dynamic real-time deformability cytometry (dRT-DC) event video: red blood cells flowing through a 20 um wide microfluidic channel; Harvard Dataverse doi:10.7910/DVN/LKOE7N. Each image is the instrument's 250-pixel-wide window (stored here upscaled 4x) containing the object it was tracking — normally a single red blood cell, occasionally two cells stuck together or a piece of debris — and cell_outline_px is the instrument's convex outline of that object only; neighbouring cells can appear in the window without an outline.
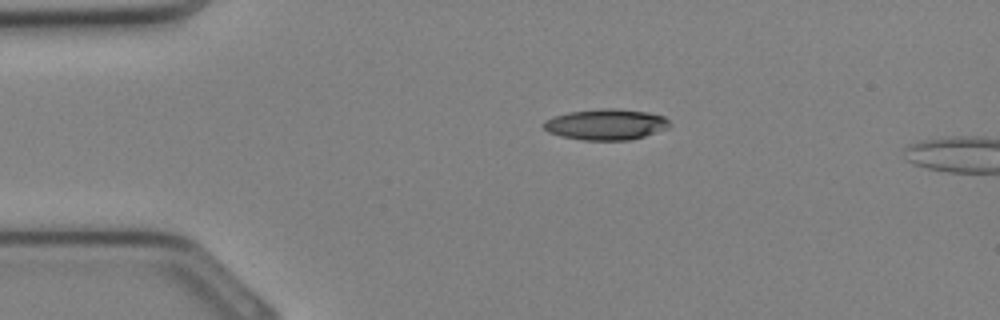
{"species": "Egyptian fruit bat (a non-hibernating species)", "species_latin": "Rousettus aegyptiacus", "temperature_condition": "cold", "stored_images_in_passage": 3, "camera_frame_rate_fps": 3000, "um_per_image_px": 0.085, "animal": {"sex": "female"}, "frame": {"image": 1, "passage_image": 1, "time_ms": 0.0, "image_size_px": [1000, 320], "cell_outline_px": [[672, 124], [668, 128], [644, 136], [628, 140], [580, 140], [560, 136], [548, 132], [544, 128], [544, 120], [568, 112], [600, 108], [616, 108], [648, 112], [664, 116]], "centroid_in_image_um": [51.52, 10.57], "position_along_channel_um": 33.5, "area_um2": 22.77}}